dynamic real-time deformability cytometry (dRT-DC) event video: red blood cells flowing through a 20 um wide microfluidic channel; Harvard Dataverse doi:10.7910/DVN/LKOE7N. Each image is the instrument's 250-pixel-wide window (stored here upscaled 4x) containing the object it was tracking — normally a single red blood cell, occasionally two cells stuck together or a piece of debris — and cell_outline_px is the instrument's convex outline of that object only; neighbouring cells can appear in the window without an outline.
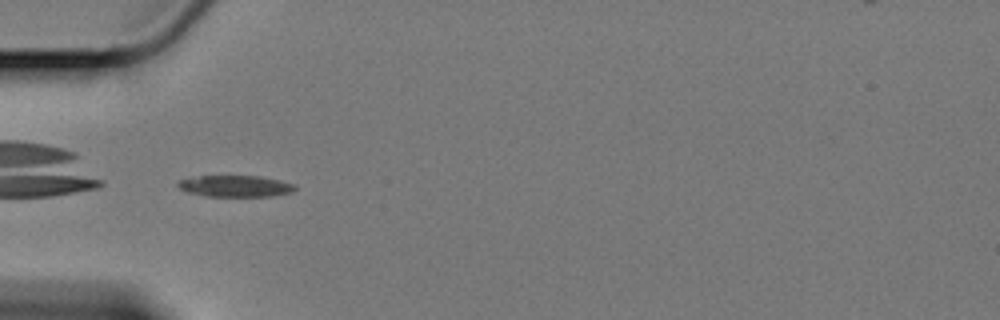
{"species": "Egyptian fruit bat (a non-hibernating species)", "species_latin": "Rousettus aegyptiacus", "temperature_condition": "cold", "stored_images_in_passage": 36, "camera_frame_rate_fps": 3000, "um_per_image_px": 0.085, "animal": {"sex": "female"}, "frame": {"image": 1, "passage_image": 1, "time_ms": 0.0, "image_size_px": [1000, 320], "cell_outline_px": [[296, 188], [292, 192], [272, 196], [204, 196], [188, 192], [180, 188], [176, 184], [180, 180], [200, 176], [260, 176], [292, 184]], "centroid_in_image_um": [19.98, 15.82], "position_along_channel_um": 65.0, "area_um2": 14.33}}
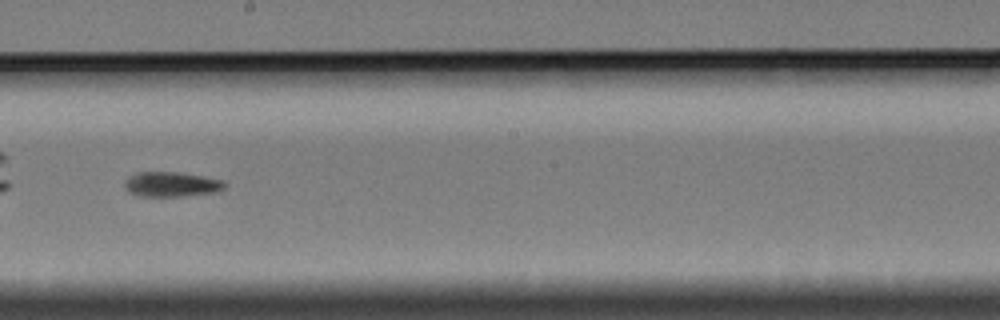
{"frame": {"image": 2, "passage_image": 16, "time_ms": 5.0, "image_size_px": [1000, 320], "cell_outline_px": [[228, 184], [220, 192], [180, 196], [140, 196], [128, 192], [124, 184], [132, 176], [140, 172], [176, 172], [224, 180]], "centroid_in_image_um": [14.65, 15.68], "position_along_channel_um": 233.6, "area_um2": 14.33}, "authors_computed_cell_mechanics": {"area_um2": 14.1032, "velocity_mm_per_s": 3.3874, "shape_relaxation_time_tau1_ms": 8.2162, "shape_relaxation_time_tau2_ms": 7.2563, "deformation_change_tau1": 0.1719, "deformation_change_tau2": 0.1423}}